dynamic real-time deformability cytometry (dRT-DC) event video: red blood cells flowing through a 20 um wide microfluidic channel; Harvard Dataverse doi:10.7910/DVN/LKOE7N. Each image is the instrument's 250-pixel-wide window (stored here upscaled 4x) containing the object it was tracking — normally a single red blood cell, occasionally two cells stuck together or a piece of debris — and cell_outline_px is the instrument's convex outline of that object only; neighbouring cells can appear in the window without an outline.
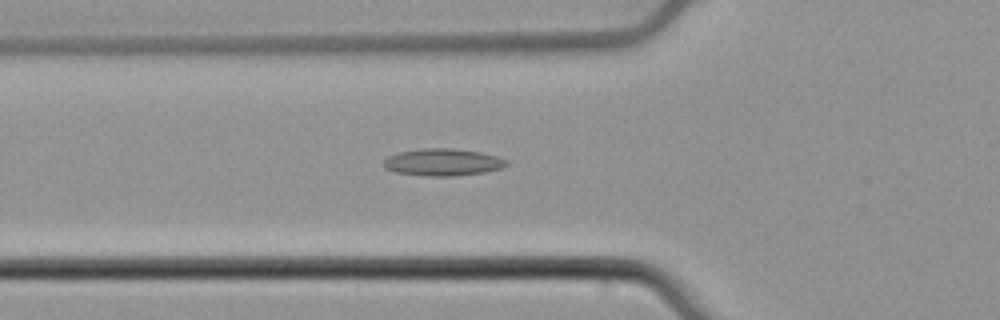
{"species": "common noctule bat (a hibernating species)", "species_latin": "Nyctalus noctula", "temperature_condition": "cold", "stored_images_in_passage": 37, "camera_frame_rate_fps": 3000, "um_per_image_px": 0.085, "animal": {"sex": "male", "body_mass_g": 21.5, "forearm_length_mm": 52.0}, "frame": {"image": 1, "passage_image": 3, "time_ms": 0.667, "image_size_px": [1000, 320], "cell_outline_px": [[508, 164], [500, 168], [484, 172], [456, 176], [424, 176], [396, 172], [384, 168], [380, 164], [388, 156], [400, 152], [424, 148], [452, 148], [480, 152], [496, 156], [508, 160]], "centroid_in_image_um": [37.61, 13.79], "position_along_channel_um": 88.2, "area_um2": 19.48}}
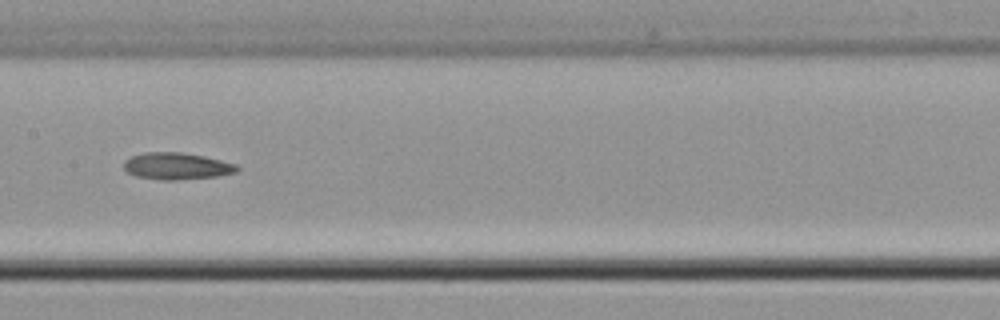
{"frame": {"image": 2, "passage_image": 11, "time_ms": 3.333, "image_size_px": [1000, 320], "cell_outline_px": [[240, 168], [236, 172], [216, 176], [176, 180], [160, 180], [136, 176], [128, 172], [124, 168], [124, 160], [132, 156], [144, 152], [180, 152], [204, 156], [236, 164]], "centroid_in_image_um": [15.01, 14.11], "position_along_channel_um": 192.4, "area_um2": 17.63}}
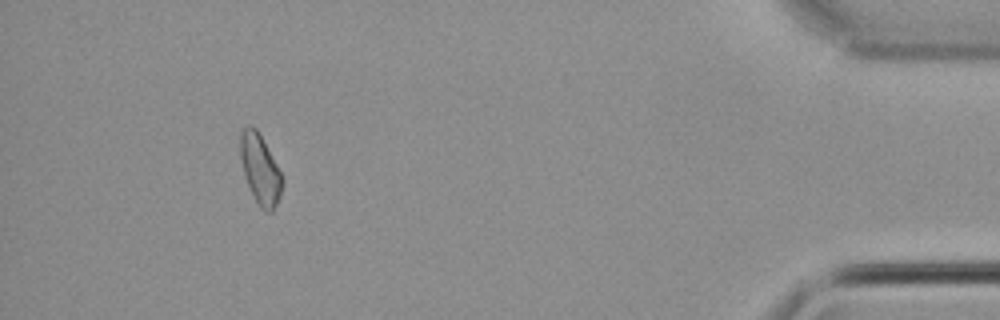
{"frame": {"image": 3, "passage_image": 33, "time_ms": 10.667, "image_size_px": [1000, 320], "cell_outline_px": [[284, 184], [280, 196], [272, 212], [264, 212], [260, 208], [244, 176], [240, 156], [240, 132], [248, 124], [252, 124], [256, 128], [276, 164], [284, 180]], "centroid_in_image_um": [22.11, 14.39], "position_along_channel_um": 413.1, "area_um2": 16.94}, "authors_computed_cell_mechanics": {"area_um2": 17.2244, "velocity_mm_per_s": 3.895, "shape_relaxation_time_tau1_ms": null, "shape_relaxation_time_tau2_ms": 7.0176, "deformation_change_tau1": null, "deformation_change_tau2": 0.1449}}